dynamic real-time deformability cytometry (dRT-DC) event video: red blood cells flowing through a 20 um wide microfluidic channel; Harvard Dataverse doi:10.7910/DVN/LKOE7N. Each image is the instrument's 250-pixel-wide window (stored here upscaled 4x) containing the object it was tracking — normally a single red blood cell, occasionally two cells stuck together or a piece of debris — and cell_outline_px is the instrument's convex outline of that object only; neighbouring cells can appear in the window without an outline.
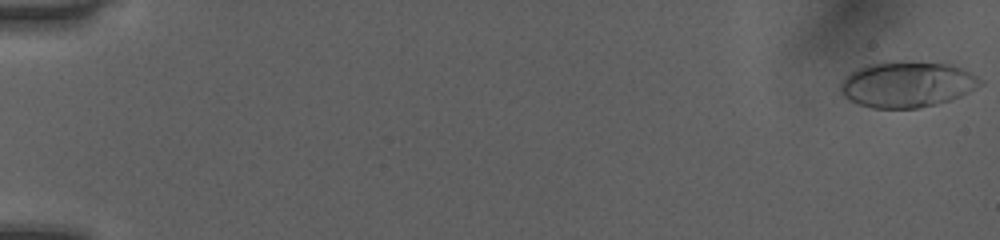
{"species": "human", "species_latin": "Homo sapiens", "temperature_condition": "room temperature", "stored_images_in_passage": 52, "camera_frame_rate_fps": 3000, "um_per_image_px": 0.085, "donor": {"sex": "female"}, "frame": {"image": 1, "passage_image": 1, "time_ms": 0.0, "image_size_px": [1000, 240], "cell_outline_px": [[984, 84], [952, 100], [920, 108], [872, 108], [848, 100], [840, 92], [840, 84], [844, 76], [848, 72], [856, 68], [868, 64], [900, 60], [952, 64], [964, 68], [972, 72], [984, 80]], "centroid_in_image_um": [77.12, 7.15], "position_along_channel_um": 7.9, "area_um2": 38.15}}
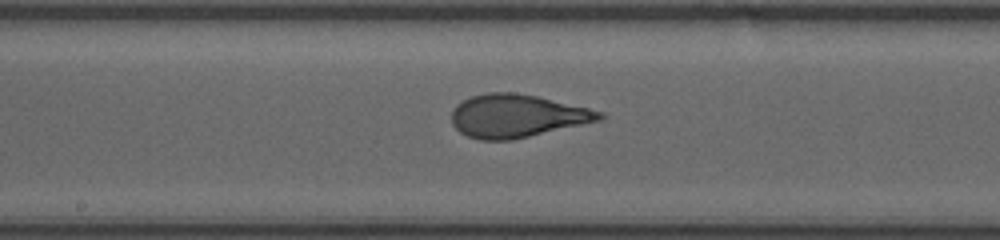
{"frame": {"image": 2, "passage_image": 29, "time_ms": 9.333, "image_size_px": [1000, 240], "cell_outline_px": [[604, 120], [512, 140], [480, 140], [468, 136], [460, 132], [452, 124], [452, 108], [456, 104], [472, 96], [488, 92], [512, 92], [536, 96], [588, 108], [604, 112]], "centroid_in_image_um": [43.95, 9.86], "position_along_channel_um": 204.3, "area_um2": 37.11}}
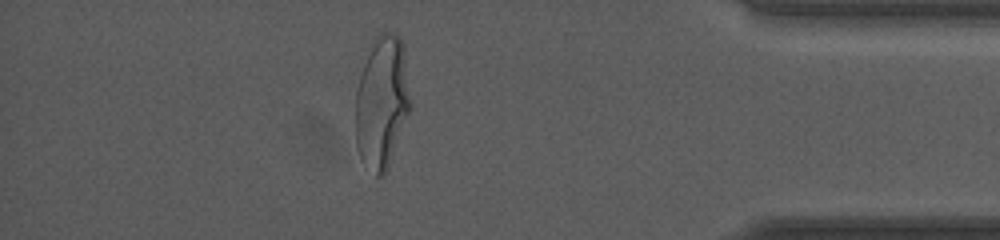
{"frame": {"image": 3, "passage_image": 46, "time_ms": 15.0, "image_size_px": [1000, 240], "cell_outline_px": [[412, 108], [384, 176], [376, 176], [360, 160], [356, 148], [356, 92], [360, 76], [372, 40], [376, 36], [388, 32], [396, 32], [400, 36], [404, 44]], "centroid_in_image_um": [32.49, 8.68], "position_along_channel_um": 402.7, "area_um2": 42.89}, "authors_computed_cell_mechanics": {"area_um2": 36.6452, "velocity_mm_per_s": 4.0781, "shape_relaxation_time_tau1_ms": 5.8877, "shape_relaxation_time_tau2_ms": 0.7161, "deformation_change_tau1": 0.2493, "deformation_change_tau2": 0.0871}}